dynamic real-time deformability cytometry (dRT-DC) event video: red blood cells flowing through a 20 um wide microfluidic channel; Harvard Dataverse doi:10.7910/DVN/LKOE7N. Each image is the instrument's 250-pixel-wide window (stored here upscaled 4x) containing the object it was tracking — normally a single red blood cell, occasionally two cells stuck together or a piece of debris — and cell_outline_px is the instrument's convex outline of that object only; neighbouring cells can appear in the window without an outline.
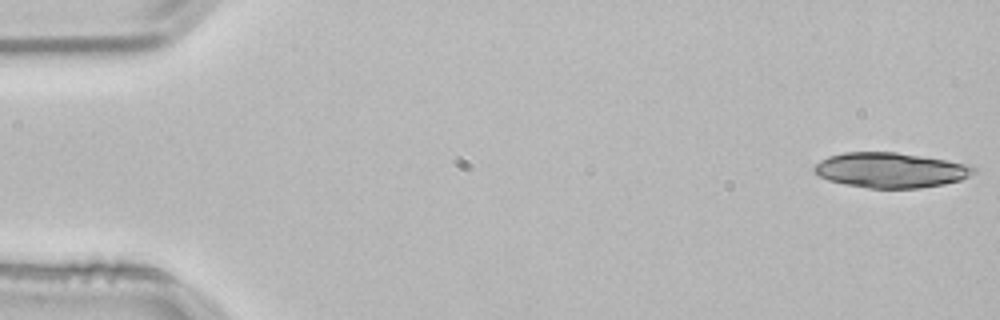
{"species": "common noctule bat (a hibernating species)", "species_latin": "Nyctalus noctula", "temperature_condition": "room temperature", "stored_images_in_passage": 51, "camera_frame_rate_fps": 3000, "um_per_image_px": 0.085, "animal": {"sex": "male", "body_mass_g": 21.5, "forearm_length_mm": 52.0}, "frame": {"image": 1, "passage_image": 1, "time_ms": 0.0, "image_size_px": [1000, 320], "cell_outline_px": [[976, 172], [960, 180], [944, 184], [920, 188], [868, 188], [844, 184], [828, 180], [820, 176], [812, 168], [820, 160], [828, 156], [844, 152], [896, 152], [968, 164], [976, 168]], "centroid_in_image_um": [75.68, 14.46], "position_along_channel_um": 9.3, "area_um2": 32.48}}
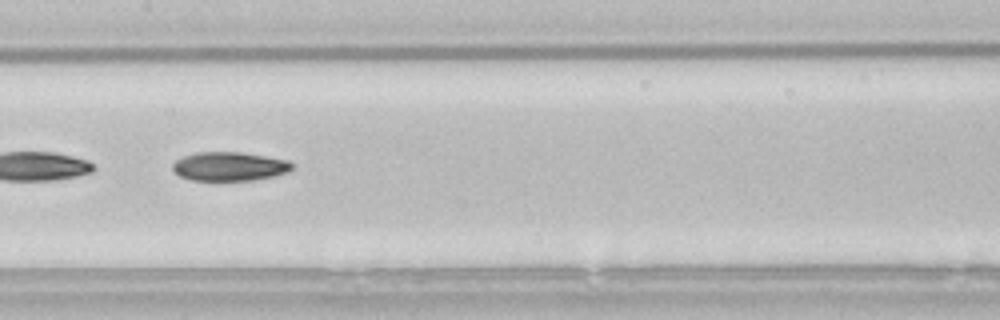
{"frame": {"image": 2, "passage_image": 26, "time_ms": 8.333, "image_size_px": [1000, 320], "cell_outline_px": [[292, 168], [288, 172], [272, 176], [252, 180], [192, 180], [180, 176], [172, 168], [172, 164], [176, 160], [184, 156], [196, 152], [244, 152], [288, 160], [292, 164]], "centroid_in_image_um": [19.5, 14.13], "position_along_channel_um": 187.9, "area_um2": 20.0}, "authors_computed_cell_mechanics": {"area_um2": 21.5594, "velocity_mm_per_s": 3.8468, "shape_relaxation_time_tau1_ms": 6.3306, "shape_relaxation_time_tau2_ms": null, "deformation_change_tau1": 0.1489, "deformation_change_tau2": null}}